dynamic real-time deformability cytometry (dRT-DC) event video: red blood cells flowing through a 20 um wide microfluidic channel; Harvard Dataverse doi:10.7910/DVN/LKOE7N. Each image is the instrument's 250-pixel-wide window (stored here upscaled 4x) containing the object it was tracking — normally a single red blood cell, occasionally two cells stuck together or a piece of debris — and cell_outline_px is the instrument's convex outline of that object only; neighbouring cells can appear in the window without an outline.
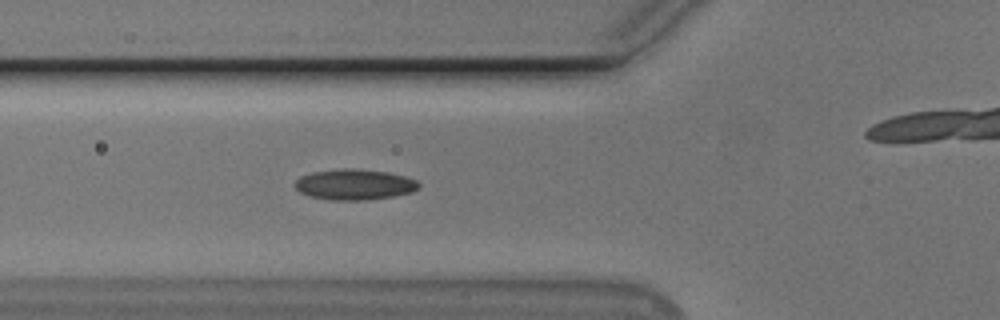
{"species": "Egyptian fruit bat (a non-hibernating species)", "species_latin": "Rousettus aegyptiacus", "temperature_condition": "cold", "stored_images_in_passage": 47, "camera_frame_rate_fps": 3000, "um_per_image_px": 0.085, "animal": {"sex": "male"}, "frame": {"image": 1, "passage_image": 19, "time_ms": 6.0, "image_size_px": [1000, 320], "cell_outline_px": [[420, 188], [412, 192], [396, 196], [368, 200], [332, 200], [308, 196], [300, 192], [296, 188], [296, 180], [300, 176], [312, 172], [344, 168], [352, 168], [388, 172], [404, 176], [416, 180], [420, 184]], "centroid_in_image_um": [30.16, 15.69], "position_along_channel_um": 95.6, "area_um2": 22.25}}
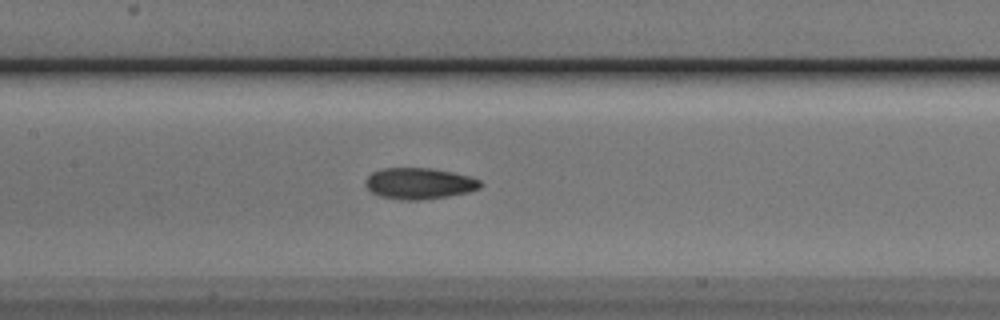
{"frame": {"image": 2, "passage_image": 25, "time_ms": 8.0, "image_size_px": [1000, 320], "cell_outline_px": [[484, 184], [480, 188], [468, 192], [448, 196], [420, 200], [400, 200], [380, 196], [372, 192], [364, 184], [364, 180], [372, 172], [384, 168], [432, 168], [472, 176], [480, 180]], "centroid_in_image_um": [35.65, 15.59], "position_along_channel_um": 171.7, "area_um2": 21.1}}
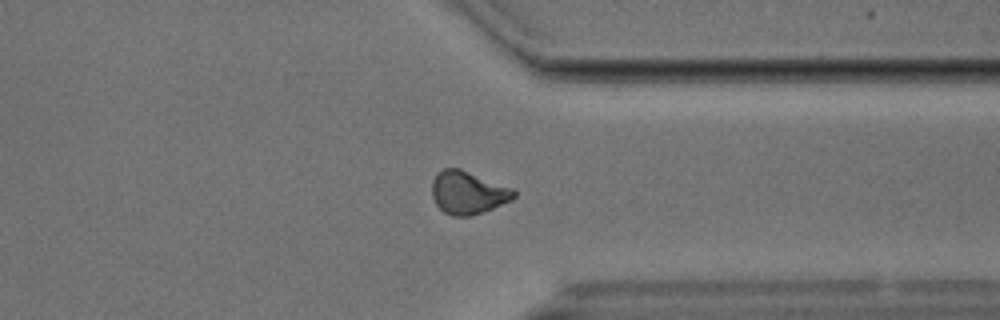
{"frame": {"image": 3, "passage_image": 41, "time_ms": 13.333, "image_size_px": [1000, 320], "cell_outline_px": [[516, 196], [512, 200], [484, 212], [472, 216], [452, 216], [444, 212], [436, 204], [432, 196], [432, 180], [436, 172], [444, 168], [460, 168], [512, 188], [516, 192]], "centroid_in_image_um": [39.76, 16.37], "position_along_channel_um": 371.6, "area_um2": 20.63}}